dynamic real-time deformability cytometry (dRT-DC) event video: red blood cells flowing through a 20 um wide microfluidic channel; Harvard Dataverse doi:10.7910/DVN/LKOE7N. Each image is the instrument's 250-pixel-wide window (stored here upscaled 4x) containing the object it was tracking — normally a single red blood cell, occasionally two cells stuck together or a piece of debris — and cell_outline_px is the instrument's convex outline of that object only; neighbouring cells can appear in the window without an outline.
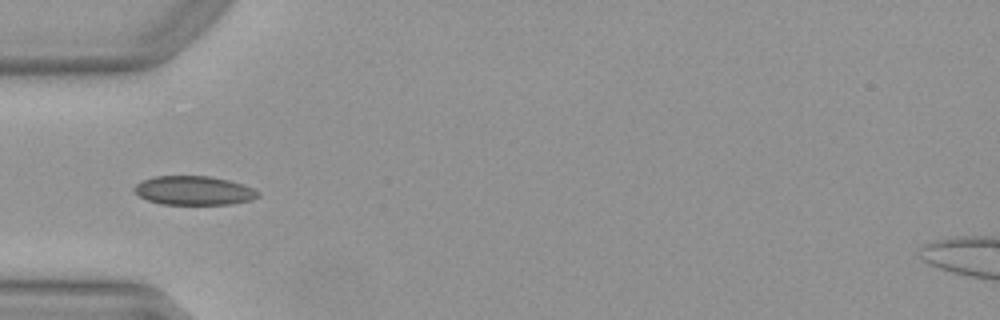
{"species": "Egyptian fruit bat (a non-hibernating species)", "species_latin": "Rousettus aegyptiacus", "temperature_condition": "warm", "stored_images_in_passage": 3, "camera_frame_rate_fps": 3000, "um_per_image_px": 0.085, "animal": {"sex": "female"}, "frame": {"image": 1, "passage_image": 1, "time_ms": 0.0, "image_size_px": [1000, 320], "cell_outline_px": [[260, 196], [252, 200], [232, 204], [160, 204], [148, 200], [140, 196], [132, 188], [136, 184], [144, 180], [156, 176], [208, 176], [228, 180], [252, 188], [260, 192]], "centroid_in_image_um": [16.49, 16.2], "position_along_channel_um": 68.5, "area_um2": 20.75}}